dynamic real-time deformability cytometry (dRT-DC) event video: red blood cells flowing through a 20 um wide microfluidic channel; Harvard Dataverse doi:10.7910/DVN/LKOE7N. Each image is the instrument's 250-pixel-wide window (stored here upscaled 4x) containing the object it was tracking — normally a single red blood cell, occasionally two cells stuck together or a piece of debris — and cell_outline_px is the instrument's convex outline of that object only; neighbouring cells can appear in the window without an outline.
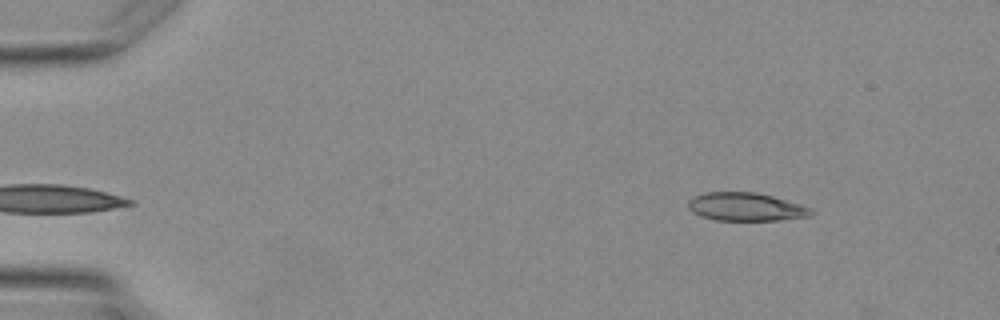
{"species": "Egyptian fruit bat (a non-hibernating species)", "species_latin": "Rousettus aegyptiacus", "temperature_condition": "warm", "stored_images_in_passage": 2, "camera_frame_rate_fps": 3000, "um_per_image_px": 0.085, "animal": {"sex": "female"}, "frame": {"image": 1, "passage_image": 2, "time_ms": 1.333, "image_size_px": [1000, 320], "cell_outline_px": [[816, 212], [812, 216], [780, 220], [716, 220], [700, 216], [692, 212], [688, 208], [688, 200], [692, 196], [704, 192], [756, 192], [772, 196], [800, 204], [812, 208]], "centroid_in_image_um": [63.4, 17.58], "position_along_channel_um": 21.6, "area_um2": 20.46}}